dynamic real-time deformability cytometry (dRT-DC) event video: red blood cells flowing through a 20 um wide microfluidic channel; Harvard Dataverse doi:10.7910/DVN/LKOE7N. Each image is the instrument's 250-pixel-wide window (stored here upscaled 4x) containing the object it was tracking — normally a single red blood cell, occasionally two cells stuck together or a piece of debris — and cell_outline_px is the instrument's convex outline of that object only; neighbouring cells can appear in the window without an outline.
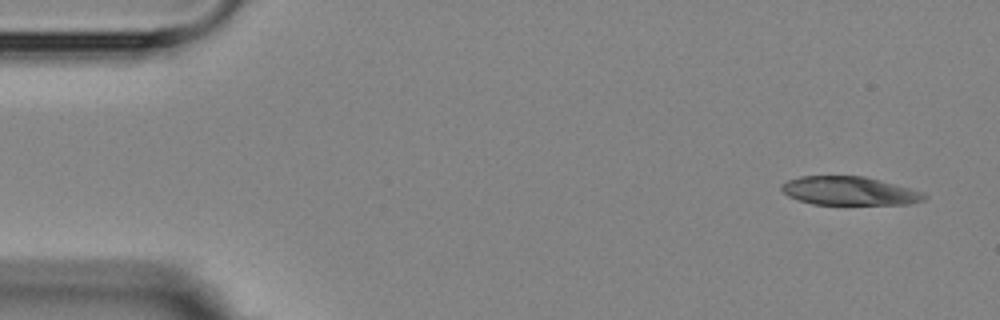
{"species": "Egyptian fruit bat (a non-hibernating species)", "species_latin": "Rousettus aegyptiacus", "temperature_condition": "room temperature", "stored_images_in_passage": 1, "camera_frame_rate_fps": 3000, "um_per_image_px": 0.085, "animal": {"sex": "female"}, "frame": {"image": 1, "passage_image": 1, "time_ms": 0.0, "image_size_px": [1000, 320], "cell_outline_px": [[928, 196], [924, 200], [908, 204], [812, 204], [788, 196], [780, 188], [780, 184], [788, 180], [800, 176], [864, 176], [924, 192]], "centroid_in_image_um": [72.18, 16.22], "position_along_channel_um": 12.8, "area_um2": 23.64}}